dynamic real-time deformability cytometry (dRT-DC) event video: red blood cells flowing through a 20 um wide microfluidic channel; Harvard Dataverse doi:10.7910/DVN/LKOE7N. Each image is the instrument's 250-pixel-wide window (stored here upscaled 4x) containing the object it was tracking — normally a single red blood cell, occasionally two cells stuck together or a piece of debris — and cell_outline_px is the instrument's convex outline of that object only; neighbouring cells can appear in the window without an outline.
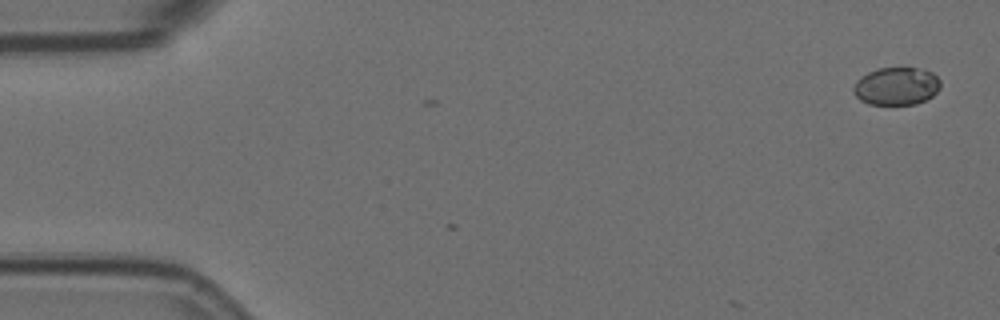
{"species": "Egyptian fruit bat (a non-hibernating species)", "species_latin": "Rousettus aegyptiacus", "temperature_condition": "room temperature", "stored_images_in_passage": 4, "camera_frame_rate_fps": 3000, "um_per_image_px": 0.085, "animal": {"sex": "female"}, "frame": {"image": 1, "passage_image": 1, "time_ms": 0.0, "image_size_px": [1000, 320], "cell_outline_px": [[940, 88], [932, 96], [916, 104], [868, 104], [860, 100], [852, 92], [852, 88], [856, 80], [860, 76], [868, 72], [880, 68], [924, 68], [932, 72], [940, 80]], "centroid_in_image_um": [76.18, 7.31], "position_along_channel_um": 8.8, "area_um2": 19.31}}